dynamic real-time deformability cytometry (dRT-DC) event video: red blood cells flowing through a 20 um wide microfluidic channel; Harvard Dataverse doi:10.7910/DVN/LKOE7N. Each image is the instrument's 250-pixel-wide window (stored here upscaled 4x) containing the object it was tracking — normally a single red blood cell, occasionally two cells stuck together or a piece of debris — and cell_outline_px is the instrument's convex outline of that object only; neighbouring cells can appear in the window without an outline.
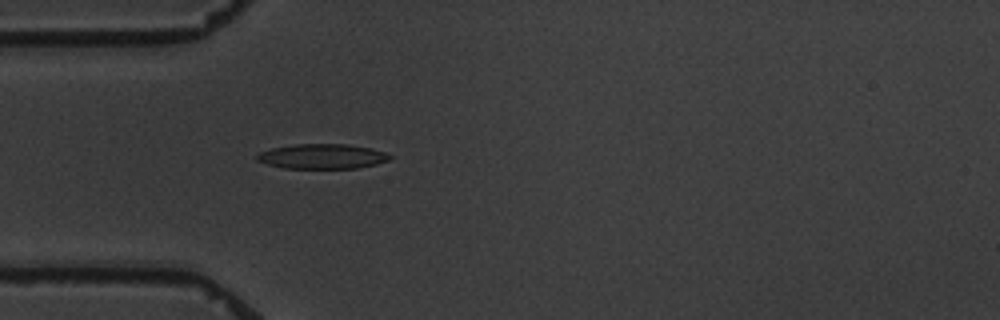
{"species": "common noctule bat (a hibernating species)", "species_latin": "Nyctalus noctula", "temperature_condition": "warm", "stored_images_in_passage": 4, "camera_frame_rate_fps": 3000, "um_per_image_px": 0.085, "animal": {"sex": "male", "body_mass_g": 19.5, "forearm_length_mm": 54.6}, "frame": {"image": 1, "passage_image": 4, "time_ms": 3.333, "image_size_px": [1000, 320], "cell_outline_px": [[392, 156], [388, 160], [376, 164], [356, 168], [284, 168], [268, 164], [256, 160], [256, 156], [260, 152], [272, 148], [296, 144], [348, 144], [372, 148], [384, 152]], "centroid_in_image_um": [27.39, 13.29], "position_along_channel_um": 57.6, "area_um2": 19.13}}